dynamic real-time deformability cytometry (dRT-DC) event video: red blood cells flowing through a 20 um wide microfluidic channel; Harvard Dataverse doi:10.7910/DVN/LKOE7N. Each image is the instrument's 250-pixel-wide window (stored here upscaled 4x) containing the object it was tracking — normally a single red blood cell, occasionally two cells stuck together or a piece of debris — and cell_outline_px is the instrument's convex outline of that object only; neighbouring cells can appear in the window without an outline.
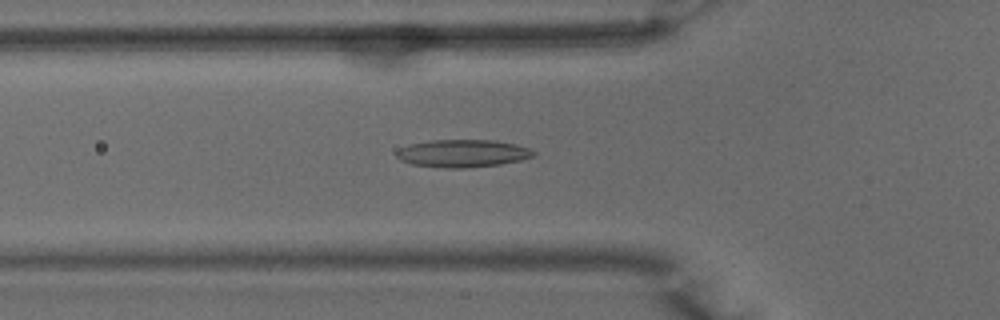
{"species": "common noctule bat (a hibernating species)", "species_latin": "Nyctalus noctula", "temperature_condition": "warm", "stored_images_in_passage": 26, "camera_frame_rate_fps": 3000, "um_per_image_px": 0.085, "animal": {"sex": "male", "body_mass_g": 15.6}, "frame": {"image": 1, "passage_image": 17, "time_ms": 5.333, "image_size_px": [1000, 320], "cell_outline_px": [[536, 156], [520, 160], [500, 164], [464, 168], [444, 168], [412, 164], [400, 160], [396, 156], [396, 152], [400, 148], [412, 144], [432, 140], [492, 140], [516, 144], [528, 148], [536, 152]], "centroid_in_image_um": [39.34, 13.04], "position_along_channel_um": 86.5, "area_um2": 21.96}}
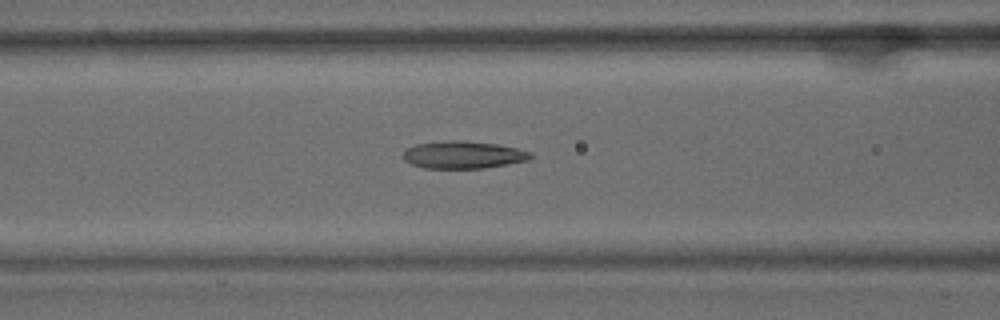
{"frame": {"image": 2, "passage_image": 20, "time_ms": 6.333, "image_size_px": [1000, 320], "cell_outline_px": [[532, 156], [528, 160], [484, 168], [424, 168], [412, 164], [404, 160], [404, 148], [416, 144], [448, 140], [464, 140], [496, 144], [516, 148], [532, 152]], "centroid_in_image_um": [39.35, 13.15], "position_along_channel_um": 127.3, "area_um2": 20.35}}
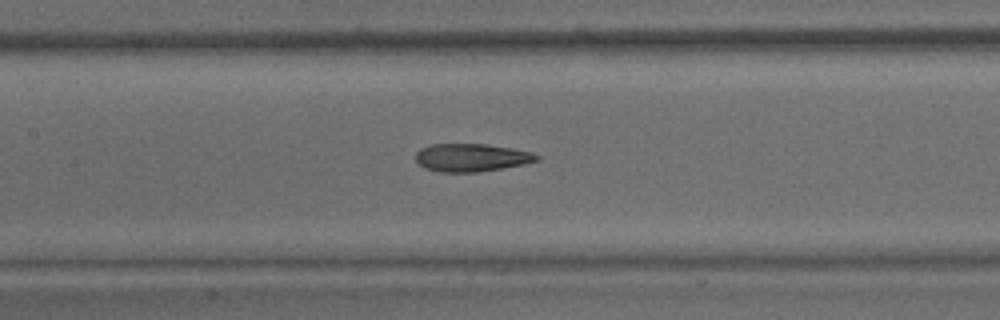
{"frame": {"image": 3, "passage_image": 23, "time_ms": 7.333, "image_size_px": [1000, 320], "cell_outline_px": [[540, 160], [524, 164], [476, 172], [440, 172], [424, 168], [416, 160], [416, 152], [420, 148], [432, 144], [484, 144], [512, 148], [532, 152], [540, 156]], "centroid_in_image_um": [40.07, 13.39], "position_along_channel_um": 167.3, "area_um2": 19.65}}